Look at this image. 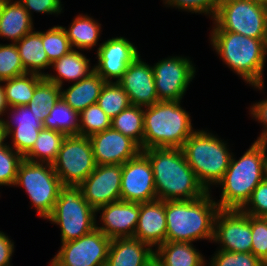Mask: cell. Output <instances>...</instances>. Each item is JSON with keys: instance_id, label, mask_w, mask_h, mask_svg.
Instances as JSON below:
<instances>
[{"instance_id": "6da1fadb", "label": "cell", "mask_w": 267, "mask_h": 266, "mask_svg": "<svg viewBox=\"0 0 267 266\" xmlns=\"http://www.w3.org/2000/svg\"><path fill=\"white\" fill-rule=\"evenodd\" d=\"M142 153L152 167L157 199L190 200L207 193L188 165L182 148H150Z\"/></svg>"}, {"instance_id": "7a4b0ae2", "label": "cell", "mask_w": 267, "mask_h": 266, "mask_svg": "<svg viewBox=\"0 0 267 266\" xmlns=\"http://www.w3.org/2000/svg\"><path fill=\"white\" fill-rule=\"evenodd\" d=\"M211 196L207 192L196 199L165 201L166 241H213L214 221L220 209Z\"/></svg>"}, {"instance_id": "3957f363", "label": "cell", "mask_w": 267, "mask_h": 266, "mask_svg": "<svg viewBox=\"0 0 267 266\" xmlns=\"http://www.w3.org/2000/svg\"><path fill=\"white\" fill-rule=\"evenodd\" d=\"M210 44L220 58L245 82L262 90L267 39H254L229 31H211Z\"/></svg>"}, {"instance_id": "277c9868", "label": "cell", "mask_w": 267, "mask_h": 266, "mask_svg": "<svg viewBox=\"0 0 267 266\" xmlns=\"http://www.w3.org/2000/svg\"><path fill=\"white\" fill-rule=\"evenodd\" d=\"M233 156L224 177L217 184L222 186V193L216 203L222 210H241L264 179V140L254 141L240 159Z\"/></svg>"}, {"instance_id": "5b68a950", "label": "cell", "mask_w": 267, "mask_h": 266, "mask_svg": "<svg viewBox=\"0 0 267 266\" xmlns=\"http://www.w3.org/2000/svg\"><path fill=\"white\" fill-rule=\"evenodd\" d=\"M181 101H158L143 108V150L150 148H182L195 129L190 114Z\"/></svg>"}, {"instance_id": "8992f818", "label": "cell", "mask_w": 267, "mask_h": 266, "mask_svg": "<svg viewBox=\"0 0 267 266\" xmlns=\"http://www.w3.org/2000/svg\"><path fill=\"white\" fill-rule=\"evenodd\" d=\"M182 150L188 165L207 192H211L210 185H217L224 177L233 155L227 143L207 130H195Z\"/></svg>"}, {"instance_id": "52a82bcc", "label": "cell", "mask_w": 267, "mask_h": 266, "mask_svg": "<svg viewBox=\"0 0 267 266\" xmlns=\"http://www.w3.org/2000/svg\"><path fill=\"white\" fill-rule=\"evenodd\" d=\"M96 210L80 186L63 185L52 213L46 218L61 228V243L78 239L96 228Z\"/></svg>"}, {"instance_id": "ba28073f", "label": "cell", "mask_w": 267, "mask_h": 266, "mask_svg": "<svg viewBox=\"0 0 267 266\" xmlns=\"http://www.w3.org/2000/svg\"><path fill=\"white\" fill-rule=\"evenodd\" d=\"M211 31H229L267 39V6L251 0H221Z\"/></svg>"}, {"instance_id": "9c48e42d", "label": "cell", "mask_w": 267, "mask_h": 266, "mask_svg": "<svg viewBox=\"0 0 267 266\" xmlns=\"http://www.w3.org/2000/svg\"><path fill=\"white\" fill-rule=\"evenodd\" d=\"M14 186L24 187L37 213L46 219L53 211L63 186L53 165L23 159L19 164Z\"/></svg>"}, {"instance_id": "30bf717a", "label": "cell", "mask_w": 267, "mask_h": 266, "mask_svg": "<svg viewBox=\"0 0 267 266\" xmlns=\"http://www.w3.org/2000/svg\"><path fill=\"white\" fill-rule=\"evenodd\" d=\"M52 165L63 185L79 186L96 167L90 138L66 136Z\"/></svg>"}, {"instance_id": "8fae6325", "label": "cell", "mask_w": 267, "mask_h": 266, "mask_svg": "<svg viewBox=\"0 0 267 266\" xmlns=\"http://www.w3.org/2000/svg\"><path fill=\"white\" fill-rule=\"evenodd\" d=\"M111 239L100 230L61 244L50 266H105Z\"/></svg>"}, {"instance_id": "7c38bea8", "label": "cell", "mask_w": 267, "mask_h": 266, "mask_svg": "<svg viewBox=\"0 0 267 266\" xmlns=\"http://www.w3.org/2000/svg\"><path fill=\"white\" fill-rule=\"evenodd\" d=\"M159 101H181L196 69L190 58L167 57L152 66Z\"/></svg>"}, {"instance_id": "4fadbf2b", "label": "cell", "mask_w": 267, "mask_h": 266, "mask_svg": "<svg viewBox=\"0 0 267 266\" xmlns=\"http://www.w3.org/2000/svg\"><path fill=\"white\" fill-rule=\"evenodd\" d=\"M212 242L220 243L221 248L219 250L251 252V216L244 214L241 210L220 209L214 221Z\"/></svg>"}, {"instance_id": "5bb4252c", "label": "cell", "mask_w": 267, "mask_h": 266, "mask_svg": "<svg viewBox=\"0 0 267 266\" xmlns=\"http://www.w3.org/2000/svg\"><path fill=\"white\" fill-rule=\"evenodd\" d=\"M156 199L152 167L148 158L141 152L122 164L121 200L145 203Z\"/></svg>"}, {"instance_id": "9a60e30c", "label": "cell", "mask_w": 267, "mask_h": 266, "mask_svg": "<svg viewBox=\"0 0 267 266\" xmlns=\"http://www.w3.org/2000/svg\"><path fill=\"white\" fill-rule=\"evenodd\" d=\"M122 165H96L95 170L79 185L84 199L95 210L121 200Z\"/></svg>"}, {"instance_id": "2e32d148", "label": "cell", "mask_w": 267, "mask_h": 266, "mask_svg": "<svg viewBox=\"0 0 267 266\" xmlns=\"http://www.w3.org/2000/svg\"><path fill=\"white\" fill-rule=\"evenodd\" d=\"M98 63L95 71L106 81L116 82L123 76L129 64L139 55V51L128 39L115 37L101 43L97 48Z\"/></svg>"}, {"instance_id": "e0dca14e", "label": "cell", "mask_w": 267, "mask_h": 266, "mask_svg": "<svg viewBox=\"0 0 267 266\" xmlns=\"http://www.w3.org/2000/svg\"><path fill=\"white\" fill-rule=\"evenodd\" d=\"M89 138L96 165H122L142 152L141 147L134 140L112 127Z\"/></svg>"}, {"instance_id": "ac0fdd59", "label": "cell", "mask_w": 267, "mask_h": 266, "mask_svg": "<svg viewBox=\"0 0 267 266\" xmlns=\"http://www.w3.org/2000/svg\"><path fill=\"white\" fill-rule=\"evenodd\" d=\"M12 111L10 121L4 120L7 137L12 135V149H15L24 157L33 147L39 136L40 130L44 128L43 121L47 114H37L30 110L27 105L13 106L8 108ZM14 121V122H12Z\"/></svg>"}, {"instance_id": "d6986e66", "label": "cell", "mask_w": 267, "mask_h": 266, "mask_svg": "<svg viewBox=\"0 0 267 266\" xmlns=\"http://www.w3.org/2000/svg\"><path fill=\"white\" fill-rule=\"evenodd\" d=\"M128 94L131 105L146 108L159 101L152 66L140 54L117 81Z\"/></svg>"}, {"instance_id": "ffe728a7", "label": "cell", "mask_w": 267, "mask_h": 266, "mask_svg": "<svg viewBox=\"0 0 267 266\" xmlns=\"http://www.w3.org/2000/svg\"><path fill=\"white\" fill-rule=\"evenodd\" d=\"M101 210L102 226L96 224V229L110 239L134 237L140 203L119 200L97 208L96 214Z\"/></svg>"}, {"instance_id": "44dd1931", "label": "cell", "mask_w": 267, "mask_h": 266, "mask_svg": "<svg viewBox=\"0 0 267 266\" xmlns=\"http://www.w3.org/2000/svg\"><path fill=\"white\" fill-rule=\"evenodd\" d=\"M166 230L165 201L156 199L140 203L138 224L133 238L157 248L166 242Z\"/></svg>"}, {"instance_id": "7402d4cb", "label": "cell", "mask_w": 267, "mask_h": 266, "mask_svg": "<svg viewBox=\"0 0 267 266\" xmlns=\"http://www.w3.org/2000/svg\"><path fill=\"white\" fill-rule=\"evenodd\" d=\"M155 250L135 238L111 239L105 266H145Z\"/></svg>"}, {"instance_id": "603a6c76", "label": "cell", "mask_w": 267, "mask_h": 266, "mask_svg": "<svg viewBox=\"0 0 267 266\" xmlns=\"http://www.w3.org/2000/svg\"><path fill=\"white\" fill-rule=\"evenodd\" d=\"M13 0H0V37L18 42L34 30L32 17L27 10Z\"/></svg>"}, {"instance_id": "cb8c5ba5", "label": "cell", "mask_w": 267, "mask_h": 266, "mask_svg": "<svg viewBox=\"0 0 267 266\" xmlns=\"http://www.w3.org/2000/svg\"><path fill=\"white\" fill-rule=\"evenodd\" d=\"M106 81L96 72L73 83L67 89L61 88V98L74 111L80 113L88 106L97 103Z\"/></svg>"}, {"instance_id": "d4e9b609", "label": "cell", "mask_w": 267, "mask_h": 266, "mask_svg": "<svg viewBox=\"0 0 267 266\" xmlns=\"http://www.w3.org/2000/svg\"><path fill=\"white\" fill-rule=\"evenodd\" d=\"M51 66L58 75L47 73L44 77L60 88L63 87V80L74 81L75 83V81L78 82L95 71L94 66L92 68L90 66V60L76 49H72L69 53L54 61Z\"/></svg>"}, {"instance_id": "484cf974", "label": "cell", "mask_w": 267, "mask_h": 266, "mask_svg": "<svg viewBox=\"0 0 267 266\" xmlns=\"http://www.w3.org/2000/svg\"><path fill=\"white\" fill-rule=\"evenodd\" d=\"M15 45L26 72L45 76L46 73L41 69L50 68L51 63L42 43V31H32L26 34Z\"/></svg>"}, {"instance_id": "4316f807", "label": "cell", "mask_w": 267, "mask_h": 266, "mask_svg": "<svg viewBox=\"0 0 267 266\" xmlns=\"http://www.w3.org/2000/svg\"><path fill=\"white\" fill-rule=\"evenodd\" d=\"M155 256L164 266H206L192 243L166 241L155 249Z\"/></svg>"}, {"instance_id": "83f0119b", "label": "cell", "mask_w": 267, "mask_h": 266, "mask_svg": "<svg viewBox=\"0 0 267 266\" xmlns=\"http://www.w3.org/2000/svg\"><path fill=\"white\" fill-rule=\"evenodd\" d=\"M64 28L72 48L88 50L99 41L101 24L88 15L79 14L72 20L68 29Z\"/></svg>"}, {"instance_id": "f1b7e54d", "label": "cell", "mask_w": 267, "mask_h": 266, "mask_svg": "<svg viewBox=\"0 0 267 266\" xmlns=\"http://www.w3.org/2000/svg\"><path fill=\"white\" fill-rule=\"evenodd\" d=\"M44 76L35 73H25L11 79L3 80L6 102L10 107L27 105L33 97L36 85Z\"/></svg>"}, {"instance_id": "f546056e", "label": "cell", "mask_w": 267, "mask_h": 266, "mask_svg": "<svg viewBox=\"0 0 267 266\" xmlns=\"http://www.w3.org/2000/svg\"><path fill=\"white\" fill-rule=\"evenodd\" d=\"M65 137L59 131L43 128L32 149L23 158L30 162L53 164Z\"/></svg>"}, {"instance_id": "4dcf8cb0", "label": "cell", "mask_w": 267, "mask_h": 266, "mask_svg": "<svg viewBox=\"0 0 267 266\" xmlns=\"http://www.w3.org/2000/svg\"><path fill=\"white\" fill-rule=\"evenodd\" d=\"M111 127L134 140L143 150L144 114L142 107L130 105L111 119Z\"/></svg>"}, {"instance_id": "1f68e13d", "label": "cell", "mask_w": 267, "mask_h": 266, "mask_svg": "<svg viewBox=\"0 0 267 266\" xmlns=\"http://www.w3.org/2000/svg\"><path fill=\"white\" fill-rule=\"evenodd\" d=\"M43 126L46 129L59 131L66 136L78 135L79 113L60 98L45 116Z\"/></svg>"}, {"instance_id": "d6a6232c", "label": "cell", "mask_w": 267, "mask_h": 266, "mask_svg": "<svg viewBox=\"0 0 267 266\" xmlns=\"http://www.w3.org/2000/svg\"><path fill=\"white\" fill-rule=\"evenodd\" d=\"M97 104L111 119L131 105L128 94L116 81L105 83Z\"/></svg>"}, {"instance_id": "836d02e7", "label": "cell", "mask_w": 267, "mask_h": 266, "mask_svg": "<svg viewBox=\"0 0 267 266\" xmlns=\"http://www.w3.org/2000/svg\"><path fill=\"white\" fill-rule=\"evenodd\" d=\"M109 128H111V118L97 103L79 113L78 135L90 137Z\"/></svg>"}, {"instance_id": "e575fe53", "label": "cell", "mask_w": 267, "mask_h": 266, "mask_svg": "<svg viewBox=\"0 0 267 266\" xmlns=\"http://www.w3.org/2000/svg\"><path fill=\"white\" fill-rule=\"evenodd\" d=\"M60 98L61 88L44 77L36 85L33 97L27 106L37 114H48Z\"/></svg>"}, {"instance_id": "d590c367", "label": "cell", "mask_w": 267, "mask_h": 266, "mask_svg": "<svg viewBox=\"0 0 267 266\" xmlns=\"http://www.w3.org/2000/svg\"><path fill=\"white\" fill-rule=\"evenodd\" d=\"M42 43L51 64L74 49L68 40L65 28L59 25L42 32Z\"/></svg>"}, {"instance_id": "8d00e7d4", "label": "cell", "mask_w": 267, "mask_h": 266, "mask_svg": "<svg viewBox=\"0 0 267 266\" xmlns=\"http://www.w3.org/2000/svg\"><path fill=\"white\" fill-rule=\"evenodd\" d=\"M25 73L27 72L15 43L0 44V80L11 79Z\"/></svg>"}, {"instance_id": "74e56055", "label": "cell", "mask_w": 267, "mask_h": 266, "mask_svg": "<svg viewBox=\"0 0 267 266\" xmlns=\"http://www.w3.org/2000/svg\"><path fill=\"white\" fill-rule=\"evenodd\" d=\"M24 158L11 148L10 144L0 146V186H13L19 164Z\"/></svg>"}, {"instance_id": "f35d334b", "label": "cell", "mask_w": 267, "mask_h": 266, "mask_svg": "<svg viewBox=\"0 0 267 266\" xmlns=\"http://www.w3.org/2000/svg\"><path fill=\"white\" fill-rule=\"evenodd\" d=\"M209 266H267L251 252H229L218 250L211 257Z\"/></svg>"}, {"instance_id": "ab89813d", "label": "cell", "mask_w": 267, "mask_h": 266, "mask_svg": "<svg viewBox=\"0 0 267 266\" xmlns=\"http://www.w3.org/2000/svg\"><path fill=\"white\" fill-rule=\"evenodd\" d=\"M251 253L267 265V221L264 217L251 216Z\"/></svg>"}, {"instance_id": "60d3db41", "label": "cell", "mask_w": 267, "mask_h": 266, "mask_svg": "<svg viewBox=\"0 0 267 266\" xmlns=\"http://www.w3.org/2000/svg\"><path fill=\"white\" fill-rule=\"evenodd\" d=\"M244 214L253 217H265L267 215V180L263 179L253 190L250 199L241 209Z\"/></svg>"}, {"instance_id": "b9f144b4", "label": "cell", "mask_w": 267, "mask_h": 266, "mask_svg": "<svg viewBox=\"0 0 267 266\" xmlns=\"http://www.w3.org/2000/svg\"><path fill=\"white\" fill-rule=\"evenodd\" d=\"M165 1V2H164ZM221 0H163L168 7H176L192 13H203L212 19L217 12Z\"/></svg>"}, {"instance_id": "7bdbcfd3", "label": "cell", "mask_w": 267, "mask_h": 266, "mask_svg": "<svg viewBox=\"0 0 267 266\" xmlns=\"http://www.w3.org/2000/svg\"><path fill=\"white\" fill-rule=\"evenodd\" d=\"M19 3L27 10L32 17L31 10L45 14H60L62 10L61 0H19Z\"/></svg>"}, {"instance_id": "ee69618b", "label": "cell", "mask_w": 267, "mask_h": 266, "mask_svg": "<svg viewBox=\"0 0 267 266\" xmlns=\"http://www.w3.org/2000/svg\"><path fill=\"white\" fill-rule=\"evenodd\" d=\"M250 114L252 117L258 121V123H263L264 130L260 134V136L257 138L256 141H262L267 139V99H264L262 101H259L255 104H253L250 107Z\"/></svg>"}, {"instance_id": "f6af8a7d", "label": "cell", "mask_w": 267, "mask_h": 266, "mask_svg": "<svg viewBox=\"0 0 267 266\" xmlns=\"http://www.w3.org/2000/svg\"><path fill=\"white\" fill-rule=\"evenodd\" d=\"M14 252V242L8 236L0 231V266H12L11 257Z\"/></svg>"}, {"instance_id": "bcb514c9", "label": "cell", "mask_w": 267, "mask_h": 266, "mask_svg": "<svg viewBox=\"0 0 267 266\" xmlns=\"http://www.w3.org/2000/svg\"><path fill=\"white\" fill-rule=\"evenodd\" d=\"M2 81L0 80V117L4 116L3 114L8 111V104L6 102L5 92L3 85H1Z\"/></svg>"}, {"instance_id": "7dc6e473", "label": "cell", "mask_w": 267, "mask_h": 266, "mask_svg": "<svg viewBox=\"0 0 267 266\" xmlns=\"http://www.w3.org/2000/svg\"><path fill=\"white\" fill-rule=\"evenodd\" d=\"M7 138L6 132H5V126H4V119L0 117V146L2 144H5V140Z\"/></svg>"}, {"instance_id": "c3c4849f", "label": "cell", "mask_w": 267, "mask_h": 266, "mask_svg": "<svg viewBox=\"0 0 267 266\" xmlns=\"http://www.w3.org/2000/svg\"><path fill=\"white\" fill-rule=\"evenodd\" d=\"M266 149H267V139L264 140V179L267 180V154H266Z\"/></svg>"}, {"instance_id": "681fc988", "label": "cell", "mask_w": 267, "mask_h": 266, "mask_svg": "<svg viewBox=\"0 0 267 266\" xmlns=\"http://www.w3.org/2000/svg\"><path fill=\"white\" fill-rule=\"evenodd\" d=\"M145 266H164V265L154 255V257Z\"/></svg>"}, {"instance_id": "f907efd6", "label": "cell", "mask_w": 267, "mask_h": 266, "mask_svg": "<svg viewBox=\"0 0 267 266\" xmlns=\"http://www.w3.org/2000/svg\"><path fill=\"white\" fill-rule=\"evenodd\" d=\"M253 2H257V3H260V4H263L265 6H267V0H251Z\"/></svg>"}]
</instances>
